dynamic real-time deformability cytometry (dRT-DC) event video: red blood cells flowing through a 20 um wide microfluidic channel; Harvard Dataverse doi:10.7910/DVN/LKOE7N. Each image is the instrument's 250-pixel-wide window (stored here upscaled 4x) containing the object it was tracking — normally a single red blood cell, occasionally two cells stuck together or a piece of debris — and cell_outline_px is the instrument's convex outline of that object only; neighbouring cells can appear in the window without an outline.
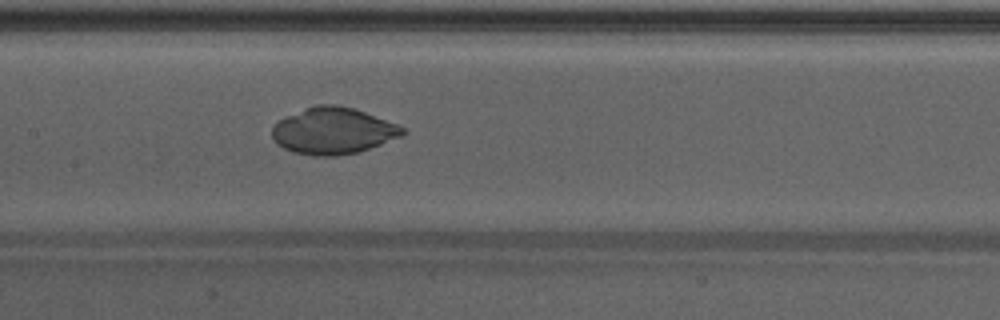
{"species": "Egyptian fruit bat (a non-hibernating species)", "species_latin": "Rousettus aegyptiacus", "temperature_condition": "warm", "stored_images_in_passage": 48, "camera_frame_rate_fps": 3000, "um_per_image_px": 0.085, "animal": {"sex": "male"}, "frame": {"image": 1, "passage_image": 24, "time_ms": 7.667, "image_size_px": [1000, 320], "cell_outline_px": [[408, 132], [400, 136], [380, 144], [356, 152], [336, 156], [312, 156], [292, 152], [276, 144], [272, 140], [272, 128], [276, 120], [284, 116], [316, 104], [336, 104], [352, 108], [364, 112], [396, 124], [404, 128]], "centroid_in_image_um": [28.24, 11.12], "position_along_channel_um": 179.2, "area_um2": 35.43}}
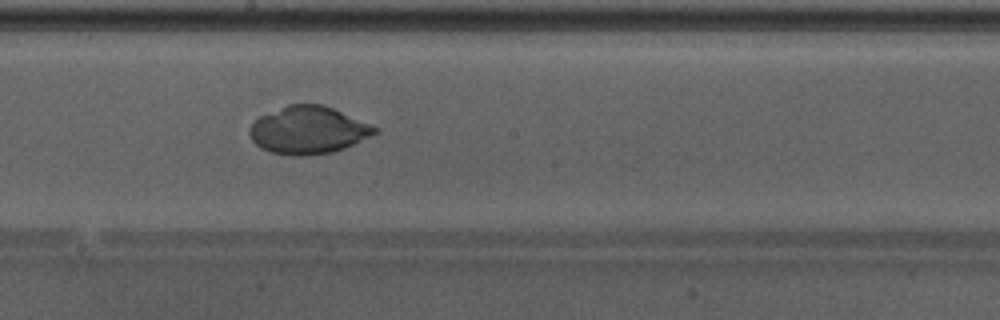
{"frame": {"image": 2, "passage_image": 27, "time_ms": 8.667, "image_size_px": [1000, 320], "cell_outline_px": [[380, 132], [372, 136], [344, 148], [332, 152], [308, 156], [292, 156], [272, 152], [260, 148], [252, 140], [248, 132], [252, 124], [260, 116], [288, 104], [324, 104], [380, 128]], "centroid_in_image_um": [26.23, 11.07], "position_along_channel_um": 222.0, "area_um2": 34.85}}
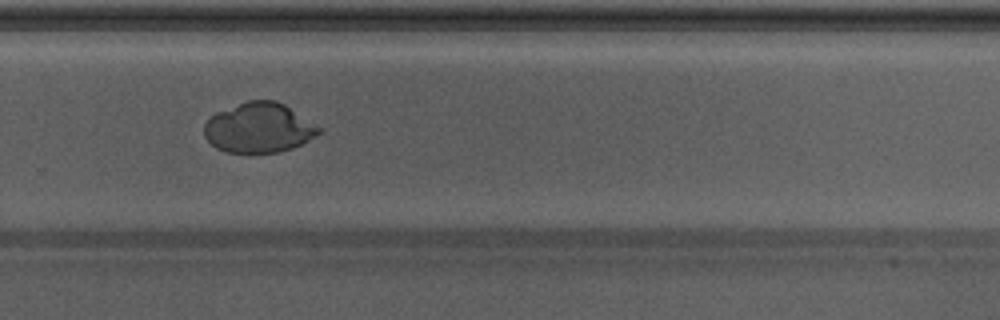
{"frame": {"image": 3, "passage_image": 33, "time_ms": 10.667, "image_size_px": [1000, 320], "cell_outline_px": [[320, 132], [300, 144], [292, 148], [276, 152], [224, 152], [216, 148], [204, 136], [204, 124], [216, 112], [248, 100], [276, 100], [284, 104], [320, 128]], "centroid_in_image_um": [21.95, 10.86], "position_along_channel_um": 307.8, "area_um2": 32.77}}